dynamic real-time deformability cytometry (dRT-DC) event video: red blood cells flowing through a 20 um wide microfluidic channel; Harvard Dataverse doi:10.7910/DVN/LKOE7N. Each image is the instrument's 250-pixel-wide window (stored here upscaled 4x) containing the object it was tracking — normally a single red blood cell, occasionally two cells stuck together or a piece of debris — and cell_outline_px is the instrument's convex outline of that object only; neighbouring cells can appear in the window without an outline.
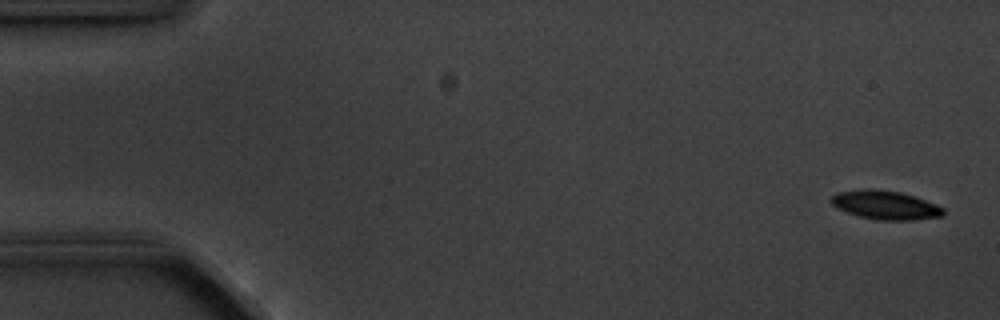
{"species": "common noctule bat (a hibernating species)", "species_latin": "Nyctalus noctula", "temperature_condition": "cold", "stored_images_in_passage": 5, "camera_frame_rate_fps": 3000, "um_per_image_px": 0.085, "animal": {"sex": "male", "body_mass_g": 20.1, "forearm_length_mm": 53.5}, "frame": {"image": 1, "passage_image": 1, "time_ms": 0.0, "image_size_px": [1000, 320], "cell_outline_px": [[944, 212], [940, 216], [912, 220], [876, 220], [860, 216], [836, 208], [828, 200], [832, 196], [840, 192], [864, 188], [872, 188], [900, 192], [936, 204], [944, 208]], "centroid_in_image_um": [75.21, 17.42], "position_along_channel_um": 9.8, "area_um2": 18.67}}
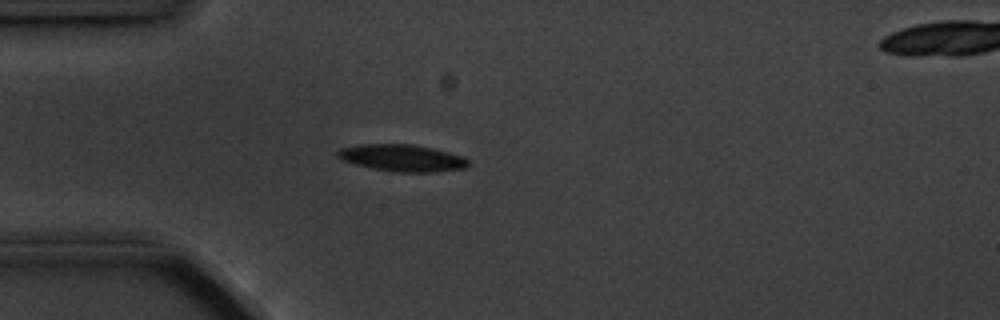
{"frame": {"image": 2, "passage_image": 4, "time_ms": 4.333, "image_size_px": [1000, 320], "cell_outline_px": [[468, 164], [464, 168], [432, 172], [392, 172], [372, 168], [340, 160], [336, 156], [336, 152], [340, 148], [360, 144], [412, 144], [432, 148], [464, 156], [468, 160]], "centroid_in_image_um": [34.14, 13.42], "position_along_channel_um": 50.9, "area_um2": 20.52}}